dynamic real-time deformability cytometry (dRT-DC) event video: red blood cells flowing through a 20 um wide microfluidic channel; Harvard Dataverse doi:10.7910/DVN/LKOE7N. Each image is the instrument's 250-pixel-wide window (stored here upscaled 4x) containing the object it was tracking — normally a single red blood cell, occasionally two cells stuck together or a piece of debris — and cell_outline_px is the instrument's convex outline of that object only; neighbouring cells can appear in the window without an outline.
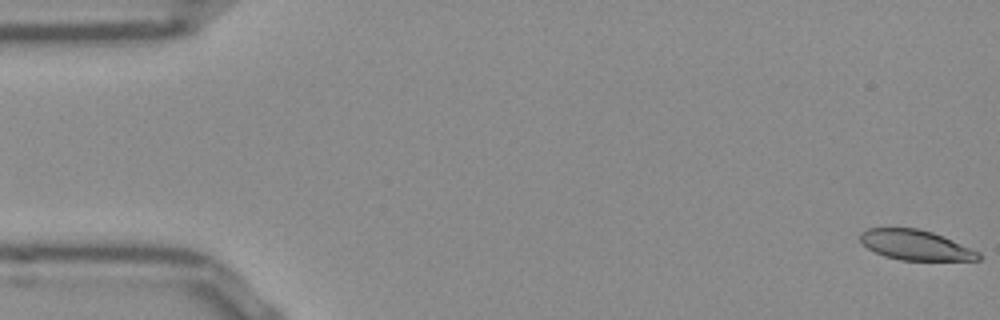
{"species": "Egyptian fruit bat (a non-hibernating species)", "species_latin": "Rousettus aegyptiacus", "temperature_condition": "room temperature", "stored_images_in_passage": 53, "camera_frame_rate_fps": 3000, "um_per_image_px": 0.085, "frame": {"image": 1, "passage_image": 1, "time_ms": 0.0, "image_size_px": [1000, 320], "cell_outline_px": [[980, 260], [900, 260], [884, 256], [868, 248], [860, 240], [860, 232], [868, 228], [916, 228], [932, 232], [952, 240], [980, 252]], "centroid_in_image_um": [77.81, 20.83], "position_along_channel_um": 7.2, "area_um2": 20.52}}
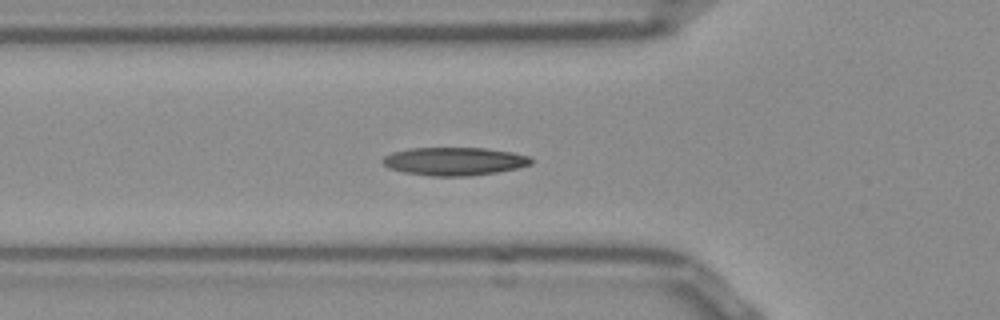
{"frame": {"image": 2, "passage_image": 18, "time_ms": 5.667, "image_size_px": [1000, 320], "cell_outline_px": [[532, 164], [516, 168], [496, 172], [468, 176], [432, 176], [404, 172], [388, 168], [380, 160], [384, 156], [392, 152], [412, 148], [484, 148], [512, 152], [528, 156], [532, 160]], "centroid_in_image_um": [38.59, 13.71], "position_along_channel_um": 87.2, "area_um2": 24.22}}
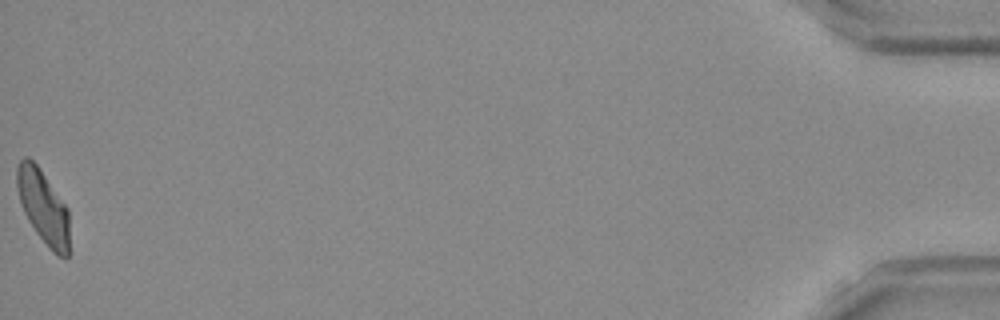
{"frame": {"image": 3, "passage_image": 53, "time_ms": 17.333, "image_size_px": [1000, 320], "cell_outline_px": [[68, 256], [56, 256], [48, 248], [36, 232], [28, 220], [20, 204], [16, 184], [16, 168], [20, 160], [24, 156], [28, 156], [36, 164], [68, 208]], "centroid_in_image_um": [3.64, 17.57], "position_along_channel_um": 431.6, "area_um2": 22.43}, "authors_computed_cell_mechanics": {"area_um2": 22.6576, "velocity_mm_per_s": 3.8346, "shape_relaxation_time_tau1_ms": 4.8686, "shape_relaxation_time_tau2_ms": 2.6107, "deformation_change_tau1": 0.1495, "deformation_change_tau2": 0.0814}}